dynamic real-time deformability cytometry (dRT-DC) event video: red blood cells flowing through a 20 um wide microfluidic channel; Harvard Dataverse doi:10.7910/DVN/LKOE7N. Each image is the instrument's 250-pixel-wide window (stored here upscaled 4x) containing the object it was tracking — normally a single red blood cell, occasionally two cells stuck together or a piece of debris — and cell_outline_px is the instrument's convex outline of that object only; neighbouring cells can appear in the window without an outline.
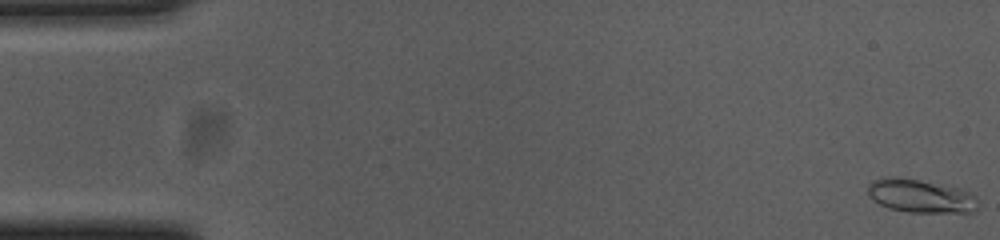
{"species": "common noctule bat (a hibernating species)", "species_latin": "Nyctalus noctula", "temperature_condition": "cold", "stored_images_in_passage": 56, "camera_frame_rate_fps": 3000, "um_per_image_px": 0.085, "animal": {"sex": "female", "body_mass_g": 23.0, "forearm_length_mm": 53.4}, "frame": {"image": 1, "passage_image": 1, "time_ms": 0.0, "image_size_px": [1000, 240], "cell_outline_px": [[976, 208], [972, 212], [908, 212], [888, 208], [880, 204], [868, 192], [868, 184], [876, 180], [888, 176], [896, 176], [956, 188], [968, 192], [976, 200]], "centroid_in_image_um": [78.2, 16.67], "position_along_channel_um": 6.8, "area_um2": 20.69}}
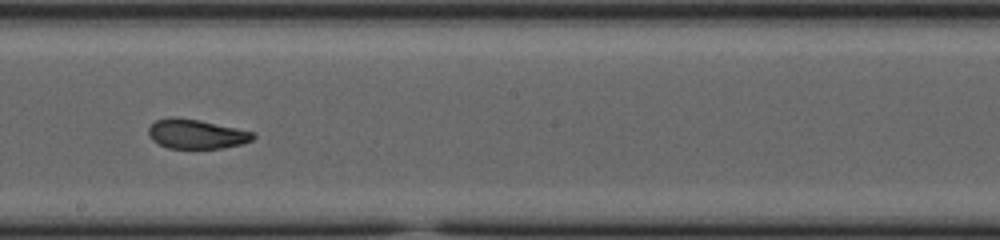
{"frame": {"image": 2, "passage_image": 31, "time_ms": 10.0, "image_size_px": [1000, 240], "cell_outline_px": [[256, 136], [252, 140], [240, 144], [220, 148], [168, 148], [152, 140], [148, 132], [148, 128], [156, 120], [168, 116], [172, 116], [200, 120], [256, 132]], "centroid_in_image_um": [16.69, 11.37], "position_along_channel_um": 231.5, "area_um2": 17.98}}
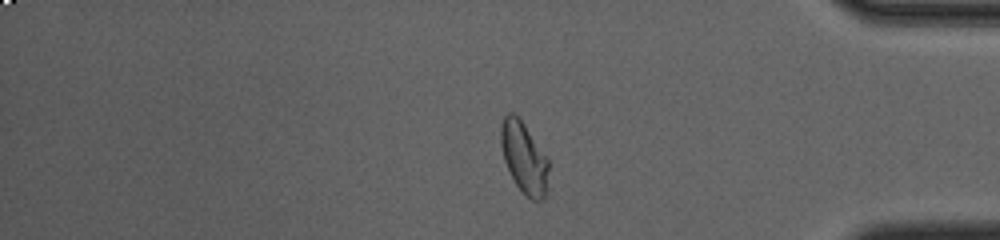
{"frame": {"image": 3, "passage_image": 46, "time_ms": 15.0, "image_size_px": [1000, 240], "cell_outline_px": [[548, 168], [544, 200], [532, 200], [516, 184], [504, 160], [500, 144], [500, 128], [504, 116], [508, 112], [512, 112], [524, 124], [548, 156]], "centroid_in_image_um": [44.54, 13.36], "position_along_channel_um": 390.7, "area_um2": 19.59}, "authors_computed_cell_mechanics": {"area_um2": 19.074, "velocity_mm_per_s": 3.6909, "shape_relaxation_time_tau1_ms": null, "shape_relaxation_time_tau2_ms": 1.7487, "deformation_change_tau1": null, "deformation_change_tau2": 0.0703}}